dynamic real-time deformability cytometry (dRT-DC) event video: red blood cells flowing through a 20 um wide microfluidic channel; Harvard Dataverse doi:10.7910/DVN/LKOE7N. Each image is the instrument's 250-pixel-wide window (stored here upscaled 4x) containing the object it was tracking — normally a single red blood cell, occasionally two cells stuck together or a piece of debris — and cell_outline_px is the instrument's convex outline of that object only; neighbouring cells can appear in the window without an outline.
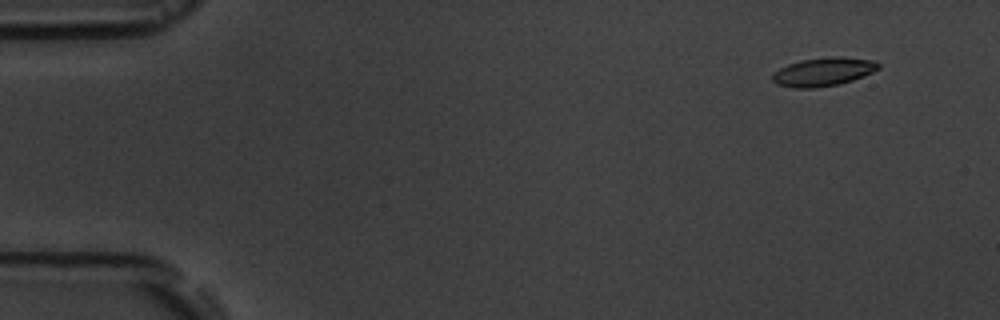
{"species": "common noctule bat (a hibernating species)", "species_latin": "Nyctalus noctula", "temperature_condition": "room temperature", "stored_images_in_passage": 8, "camera_frame_rate_fps": 3000, "um_per_image_px": 0.085, "animal": {"sex": "male", "body_mass_g": 19.5, "forearm_length_mm": 54.6}, "frame": {"image": 1, "passage_image": 2, "time_ms": 1.333, "image_size_px": [1000, 320], "cell_outline_px": [[880, 68], [872, 72], [852, 80], [840, 84], [816, 88], [792, 88], [776, 84], [772, 80], [772, 76], [780, 68], [788, 64], [800, 60], [836, 56], [840, 56], [876, 60], [880, 64]], "centroid_in_image_um": [70.0, 6.1], "position_along_channel_um": 15.0, "area_um2": 17.69}}
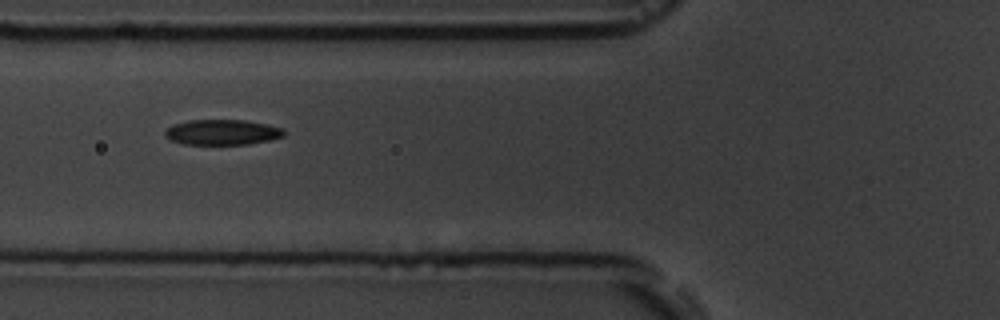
{"frame": {"image": 2, "passage_image": 7, "time_ms": 7.0, "image_size_px": [1000, 320], "cell_outline_px": [[284, 136], [268, 140], [248, 144], [184, 144], [172, 140], [164, 136], [164, 132], [172, 124], [188, 120], [244, 120], [268, 124], [284, 128]], "centroid_in_image_um": [18.89, 11.23], "position_along_channel_um": 106.9, "area_um2": 17.57}}
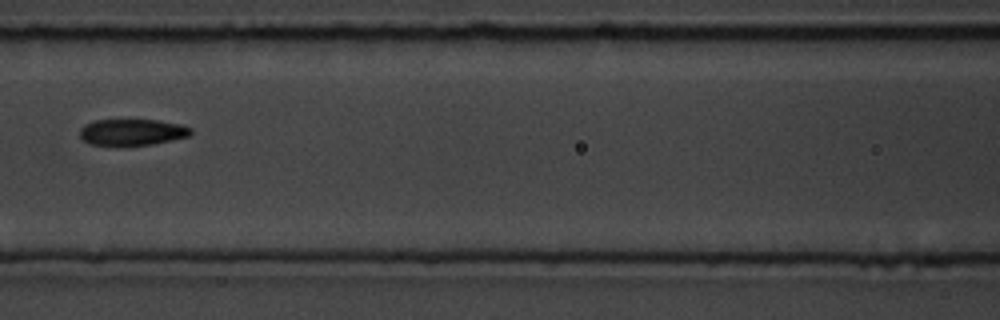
{"frame": {"image": 3, "passage_image": 8, "time_ms": 8.333, "image_size_px": [1000, 320], "cell_outline_px": [[192, 132], [188, 136], [172, 140], [152, 144], [88, 144], [80, 136], [80, 128], [84, 124], [96, 120], [160, 120], [180, 124], [192, 128]], "centroid_in_image_um": [11.24, 11.21], "position_along_channel_um": 155.4, "area_um2": 16.76}}